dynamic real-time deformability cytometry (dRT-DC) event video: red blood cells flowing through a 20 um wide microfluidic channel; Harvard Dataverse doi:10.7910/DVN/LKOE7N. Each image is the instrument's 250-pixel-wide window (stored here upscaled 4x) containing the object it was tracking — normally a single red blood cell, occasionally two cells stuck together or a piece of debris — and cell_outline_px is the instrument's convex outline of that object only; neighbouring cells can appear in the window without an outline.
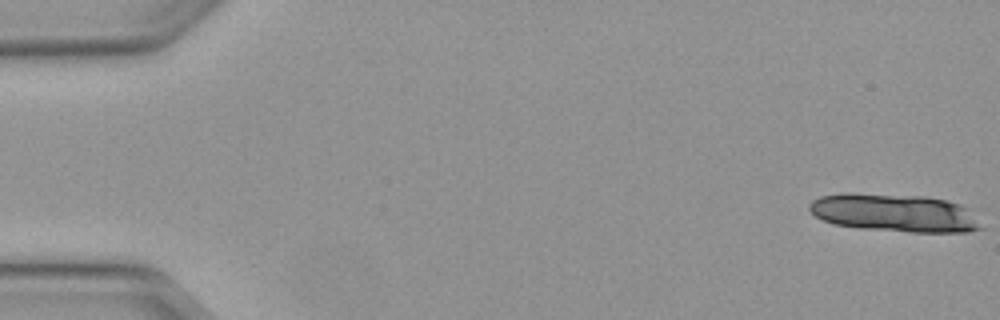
{"species": "Egyptian fruit bat (a non-hibernating species)", "species_latin": "Rousettus aegyptiacus", "temperature_condition": "warm", "stored_images_in_passage": 14, "camera_frame_rate_fps": 3000, "um_per_image_px": 0.085, "animal": {"sex": "female"}, "frame": {"image": 1, "passage_image": 1, "time_ms": 0.0, "image_size_px": [1000, 320], "cell_outline_px": [[984, 228], [968, 232], [912, 232], [860, 228], [832, 224], [816, 216], [808, 208], [808, 204], [812, 200], [820, 196], [844, 192], [848, 192], [924, 196], [948, 200], [960, 204], [968, 208]], "centroid_in_image_um": [76.02, 18.08], "position_along_channel_um": 9.0, "area_um2": 38.32}}